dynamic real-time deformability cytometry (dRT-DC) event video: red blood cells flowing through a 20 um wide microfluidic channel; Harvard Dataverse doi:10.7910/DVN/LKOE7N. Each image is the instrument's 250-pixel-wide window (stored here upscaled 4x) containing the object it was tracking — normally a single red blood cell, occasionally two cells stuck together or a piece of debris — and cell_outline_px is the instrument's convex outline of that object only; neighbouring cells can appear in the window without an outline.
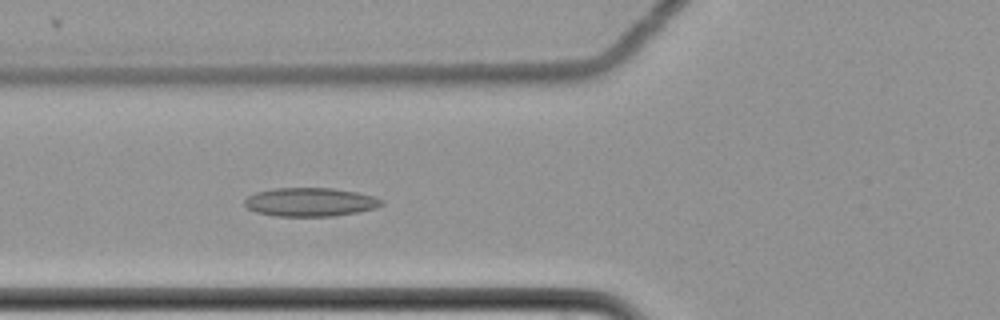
{"species": "common noctule bat (a hibernating species)", "species_latin": "Nyctalus noctula", "temperature_condition": "cold", "stored_images_in_passage": 61, "camera_frame_rate_fps": 3000, "um_per_image_px": 0.085, "animal": {"sex": "female", "body_mass_g": 22.7, "forearm_length_mm": 54.2}, "frame": {"image": 1, "passage_image": 25, "time_ms": 8.0, "image_size_px": [1000, 320], "cell_outline_px": [[384, 204], [376, 208], [336, 216], [276, 216], [256, 212], [248, 208], [244, 204], [244, 200], [248, 196], [256, 192], [272, 188], [332, 188], [356, 192], [372, 196], [384, 200]], "centroid_in_image_um": [26.36, 17.17], "position_along_channel_um": 99.4, "area_um2": 22.89}}
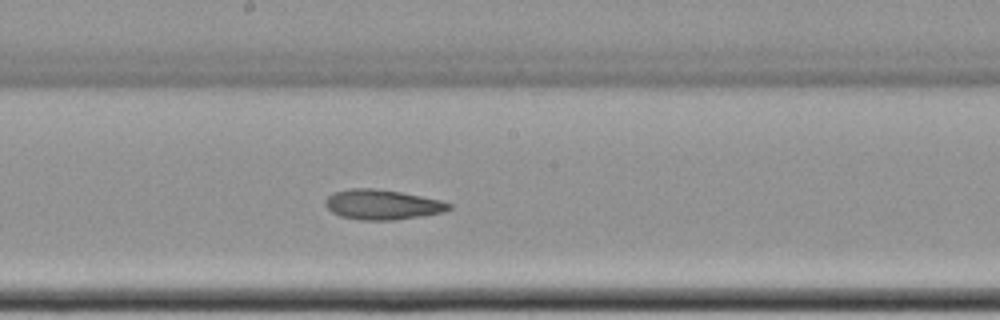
{"frame": {"image": 2, "passage_image": 35, "time_ms": 11.333, "image_size_px": [1000, 320], "cell_outline_px": [[452, 208], [444, 212], [396, 220], [360, 220], [340, 216], [332, 212], [324, 204], [324, 200], [332, 192], [348, 188], [376, 188], [400, 192], [440, 200], [452, 204]], "centroid_in_image_um": [32.46, 17.38], "position_along_channel_um": 215.7, "area_um2": 21.73}}
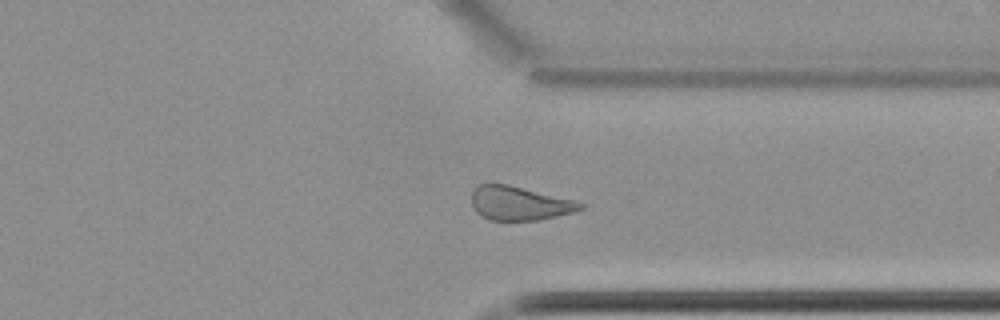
{"frame": {"image": 3, "passage_image": 48, "time_ms": 15.667, "image_size_px": [1000, 320], "cell_outline_px": [[584, 208], [576, 212], [540, 220], [488, 220], [476, 212], [472, 204], [472, 192], [480, 184], [508, 184], [576, 200], [584, 204]], "centroid_in_image_um": [44.2, 17.29], "position_along_channel_um": 367.2, "area_um2": 21.62}, "authors_computed_cell_mechanics": {"area_um2": 23.1778, "velocity_mm_per_s": 3.4842, "shape_relaxation_time_tau1_ms": null, "shape_relaxation_time_tau2_ms": 5.7752, "deformation_change_tau1": null, "deformation_change_tau2": 0.1318}}